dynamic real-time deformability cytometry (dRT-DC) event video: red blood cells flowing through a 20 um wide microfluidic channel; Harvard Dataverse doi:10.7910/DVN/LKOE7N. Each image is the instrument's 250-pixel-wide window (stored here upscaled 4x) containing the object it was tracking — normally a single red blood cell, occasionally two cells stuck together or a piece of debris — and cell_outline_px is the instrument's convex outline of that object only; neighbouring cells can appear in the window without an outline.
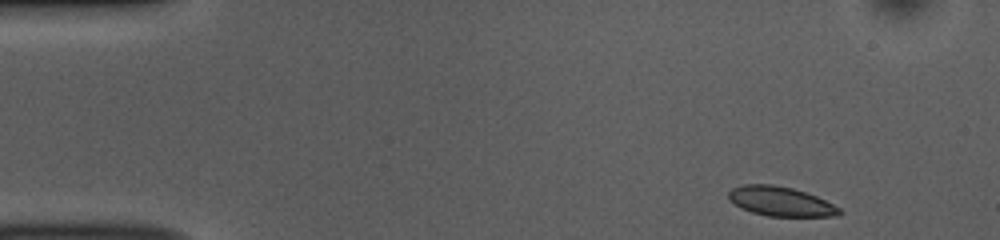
{"species": "common noctule bat (a hibernating species)", "species_latin": "Nyctalus noctula", "temperature_condition": "room temperature", "stored_images_in_passage": 48, "camera_frame_rate_fps": 3000, "um_per_image_px": 0.085, "animal": {"sex": "female", "body_mass_g": 10.0, "forearm_length_mm": 53.1}, "frame": {"image": 1, "passage_image": 1, "time_ms": 0.0, "image_size_px": [1000, 240], "cell_outline_px": [[844, 212], [836, 216], [768, 216], [752, 212], [740, 208], [728, 200], [728, 192], [732, 188], [744, 184], [772, 184], [792, 188], [816, 196], [840, 208]], "centroid_in_image_um": [66.32, 17.12], "position_along_channel_um": 18.7, "area_um2": 19.02}}
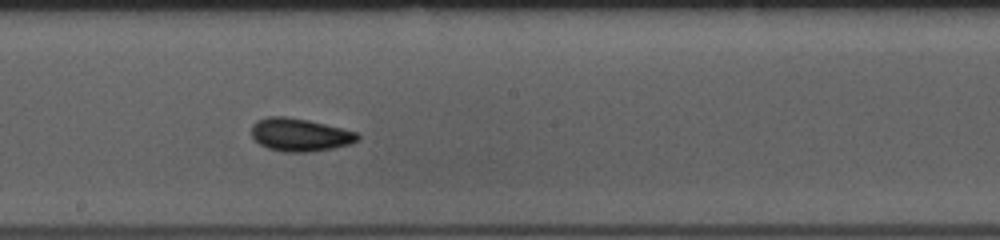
{"frame": {"image": 2, "passage_image": 24, "time_ms": 7.667, "image_size_px": [1000, 240], "cell_outline_px": [[360, 136], [352, 144], [332, 148], [308, 152], [284, 152], [268, 148], [260, 144], [252, 136], [252, 124], [256, 120], [268, 116], [284, 116], [308, 120], [356, 132]], "centroid_in_image_um": [25.46, 11.45], "position_along_channel_um": 222.7, "area_um2": 20.23}}
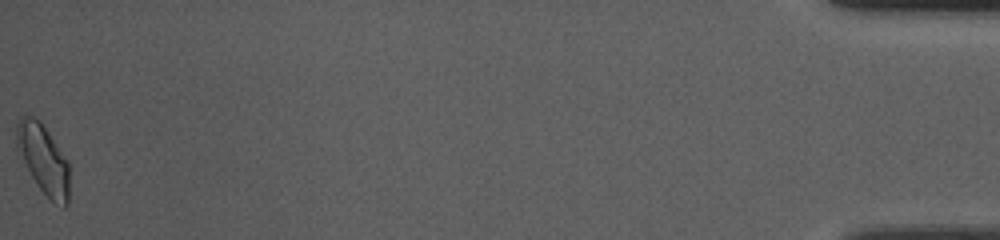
{"frame": {"image": 3, "passage_image": 48, "time_ms": 15.667, "image_size_px": [1000, 240], "cell_outline_px": [[68, 204], [64, 208], [52, 200], [36, 184], [16, 152], [16, 124], [24, 116], [32, 116], [40, 120], [68, 160]], "centroid_in_image_um": [3.66, 13.51], "position_along_channel_um": 431.5, "area_um2": 21.33}, "authors_computed_cell_mechanics": {"area_um2": 19.363, "velocity_mm_per_s": 3.8239, "shape_relaxation_time_tau1_ms": 4.452, "shape_relaxation_time_tau2_ms": 2.3199, "deformation_change_tau1": 0.1145, "deformation_change_tau2": 0.0669}}